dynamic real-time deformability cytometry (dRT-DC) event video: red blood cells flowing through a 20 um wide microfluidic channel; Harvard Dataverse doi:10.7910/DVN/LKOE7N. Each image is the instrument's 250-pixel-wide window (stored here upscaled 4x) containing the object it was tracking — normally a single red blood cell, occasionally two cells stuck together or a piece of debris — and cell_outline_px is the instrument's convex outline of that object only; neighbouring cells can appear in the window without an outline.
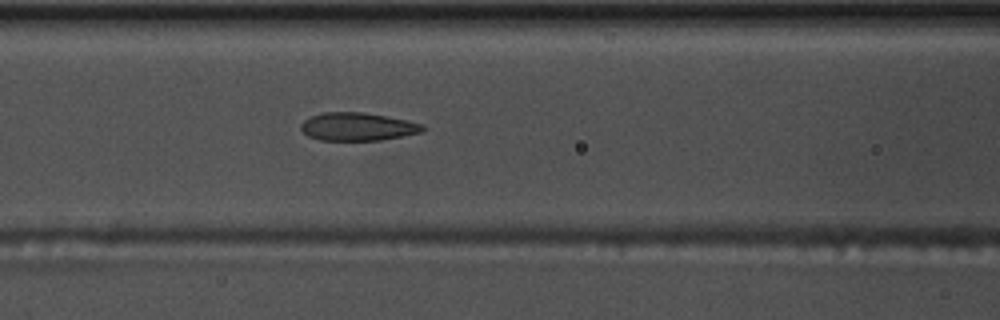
{"species": "common noctule bat (a hibernating species)", "species_latin": "Nyctalus noctula", "temperature_condition": "warm", "stored_images_in_passage": 55, "camera_frame_rate_fps": 3000, "um_per_image_px": 0.085, "animal": {"sex": "male", "body_mass_g": 17.5, "forearm_length_mm": 52.3}, "frame": {"image": 1, "passage_image": 23, "time_ms": 7.333, "image_size_px": [1000, 320], "cell_outline_px": [[428, 128], [420, 132], [380, 140], [320, 140], [308, 136], [300, 128], [300, 124], [304, 120], [312, 116], [324, 112], [364, 112], [388, 116], [424, 124]], "centroid_in_image_um": [30.4, 10.76], "position_along_channel_um": 136.2, "area_um2": 19.88}}
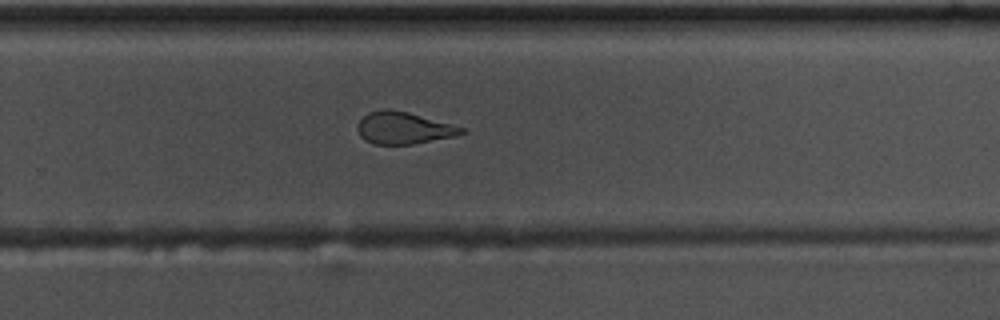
{"frame": {"image": 2, "passage_image": 36, "time_ms": 11.667, "image_size_px": [1000, 320], "cell_outline_px": [[468, 132], [456, 136], [412, 144], [372, 144], [364, 140], [360, 136], [356, 128], [360, 120], [368, 112], [384, 108], [388, 108], [408, 112], [464, 128]], "centroid_in_image_um": [34.28, 10.88], "position_along_channel_um": 295.5, "area_um2": 19.42}}
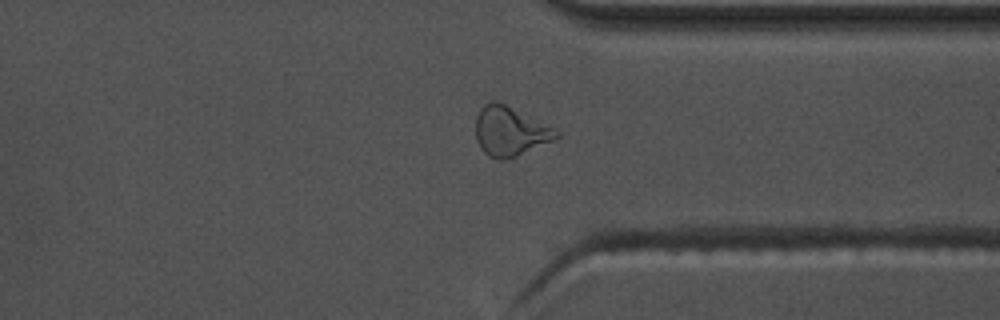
{"frame": {"image": 3, "passage_image": 42, "time_ms": 13.667, "image_size_px": [1000, 320], "cell_outline_px": [[560, 136], [556, 140], [516, 156], [504, 160], [500, 160], [488, 156], [480, 148], [476, 140], [476, 116], [480, 108], [484, 104], [492, 100], [496, 100], [560, 132]], "centroid_in_image_um": [43.32, 11.18], "position_along_channel_um": 368.1, "area_um2": 23.0}, "authors_computed_cell_mechanics": {"area_um2": 21.4438, "velocity_mm_per_s": 3.69, "shape_relaxation_time_tau1_ms": 9.3404, "shape_relaxation_time_tau2_ms": 1.8203, "deformation_change_tau1": 0.2293, "deformation_change_tau2": 0.0887}}